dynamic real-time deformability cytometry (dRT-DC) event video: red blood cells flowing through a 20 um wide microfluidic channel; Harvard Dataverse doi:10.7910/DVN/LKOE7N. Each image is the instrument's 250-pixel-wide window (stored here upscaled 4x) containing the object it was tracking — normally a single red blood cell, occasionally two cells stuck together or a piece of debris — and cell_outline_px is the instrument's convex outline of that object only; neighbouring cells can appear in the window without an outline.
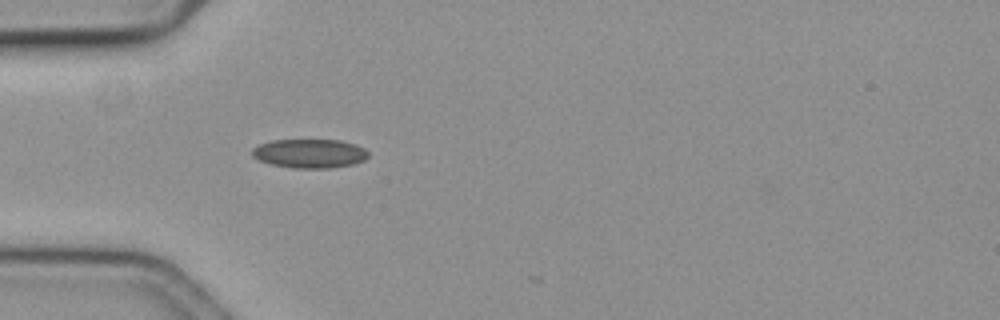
{"species": "common noctule bat (a hibernating species)", "species_latin": "Nyctalus noctula", "temperature_condition": "cold", "stored_images_in_passage": 15, "camera_frame_rate_fps": 3000, "um_per_image_px": 0.085, "animal": {"sex": "female", "body_mass_g": 19.3, "forearm_length_mm": 54.1}, "frame": {"image": 1, "passage_image": 2, "time_ms": 0.333, "image_size_px": [1000, 320], "cell_outline_px": [[368, 156], [364, 160], [352, 164], [332, 168], [292, 168], [272, 164], [260, 160], [252, 156], [252, 148], [260, 144], [272, 140], [340, 140], [356, 144], [364, 148], [368, 152]], "centroid_in_image_um": [26.33, 13.04], "position_along_channel_um": 58.7, "area_um2": 19.59}}
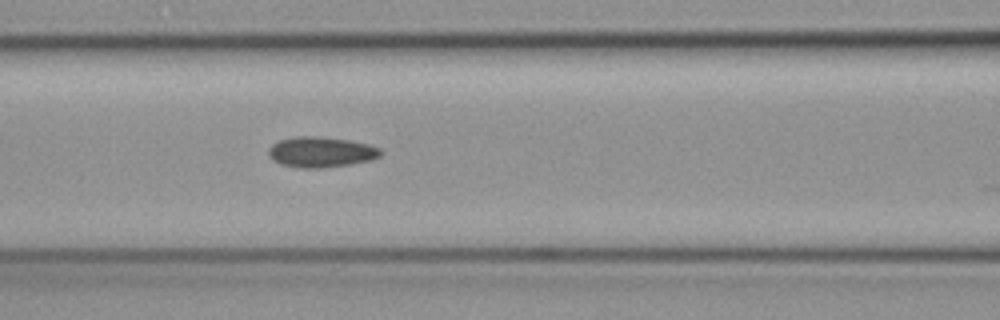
{"frame": {"image": 2, "passage_image": 9, "time_ms": 2.667, "image_size_px": [1000, 320], "cell_outline_px": [[384, 152], [380, 156], [372, 160], [352, 164], [320, 168], [300, 168], [280, 164], [272, 160], [268, 156], [268, 148], [272, 144], [280, 140], [296, 136], [312, 136], [348, 140], [368, 144], [380, 148]], "centroid_in_image_um": [27.28, 12.93], "position_along_channel_um": 139.3, "area_um2": 20.06}}
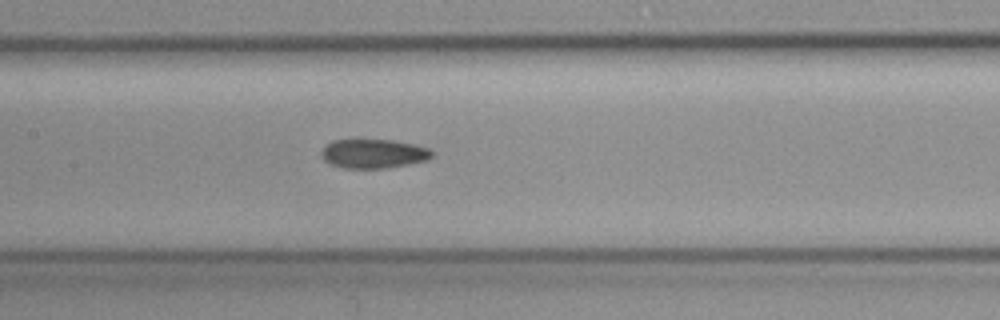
{"frame": {"image": 3, "passage_image": 12, "time_ms": 3.667, "image_size_px": [1000, 320], "cell_outline_px": [[436, 152], [428, 160], [408, 164], [384, 168], [344, 168], [328, 164], [320, 156], [320, 152], [332, 140], [356, 136], [392, 140], [416, 144], [432, 148]], "centroid_in_image_um": [31.74, 13.0], "position_along_channel_um": 175.7, "area_um2": 19.88}}